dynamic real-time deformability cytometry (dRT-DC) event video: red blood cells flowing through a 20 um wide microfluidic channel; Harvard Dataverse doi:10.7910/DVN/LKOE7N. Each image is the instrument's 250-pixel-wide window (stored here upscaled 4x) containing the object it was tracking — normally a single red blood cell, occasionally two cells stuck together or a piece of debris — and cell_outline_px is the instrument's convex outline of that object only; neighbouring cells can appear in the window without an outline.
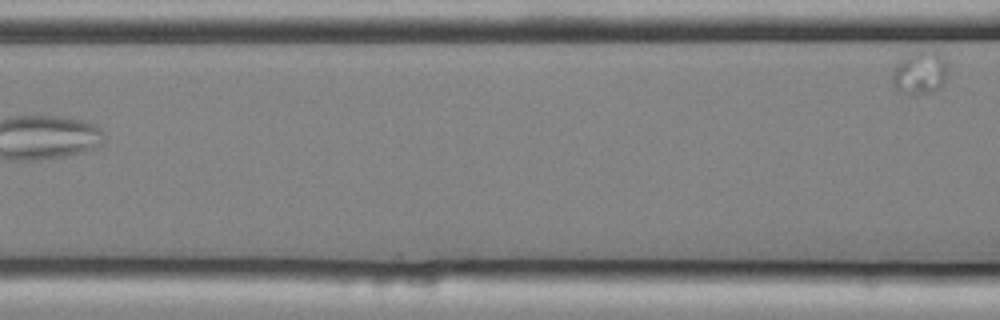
{"species": "common noctule bat (a hibernating species)", "species_latin": "Nyctalus noctula", "temperature_condition": "cold", "stored_images_in_passage": 3, "camera_frame_rate_fps": 3000, "um_per_image_px": 0.085, "animal": {"sex": "male", "body_mass_g": 20.4}, "frame": {"image": 1, "passage_image": 3, "time_ms": 0.667, "image_size_px": [1000, 320], "cell_outline_px": [[948, 76], [944, 84], [940, 88], [932, 92], [912, 92], [896, 88], [892, 80], [892, 72], [900, 56], [908, 52], [940, 52], [944, 60]], "centroid_in_image_um": [78.2, 6.12], "position_along_channel_um": 88.4, "area_um2": 13.7}}